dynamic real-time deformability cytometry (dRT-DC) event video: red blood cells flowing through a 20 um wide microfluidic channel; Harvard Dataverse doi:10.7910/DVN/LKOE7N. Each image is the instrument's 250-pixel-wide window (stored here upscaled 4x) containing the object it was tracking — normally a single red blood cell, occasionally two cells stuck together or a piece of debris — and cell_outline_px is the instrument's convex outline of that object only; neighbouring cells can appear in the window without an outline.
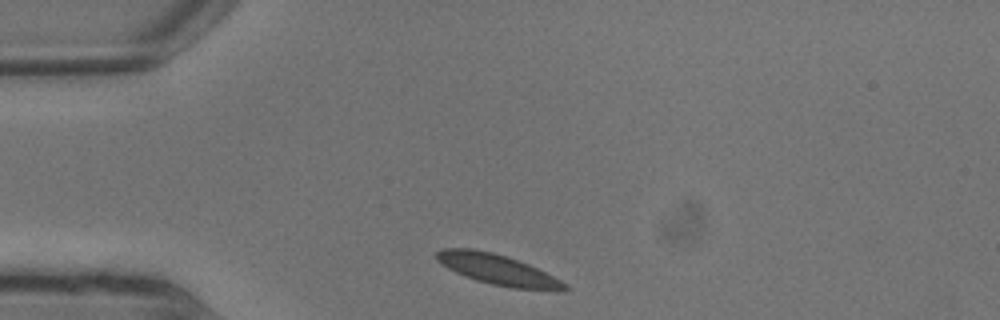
{"species": "common noctule bat (a hibernating species)", "species_latin": "Nyctalus noctula", "temperature_condition": "warm", "stored_images_in_passage": 2, "camera_frame_rate_fps": 3000, "um_per_image_px": 0.085, "animal": {"sex": "male", "body_mass_g": 13.3}, "frame": {"image": 1, "passage_image": 1, "time_ms": 0.0, "image_size_px": [1000, 320], "cell_outline_px": [[572, 288], [556, 292], [512, 288], [492, 284], [476, 280], [464, 276], [448, 268], [436, 260], [436, 252], [444, 248], [472, 248], [492, 252], [528, 264], [568, 284]], "centroid_in_image_um": [42.35, 22.94], "position_along_channel_um": 42.7, "area_um2": 22.77}}